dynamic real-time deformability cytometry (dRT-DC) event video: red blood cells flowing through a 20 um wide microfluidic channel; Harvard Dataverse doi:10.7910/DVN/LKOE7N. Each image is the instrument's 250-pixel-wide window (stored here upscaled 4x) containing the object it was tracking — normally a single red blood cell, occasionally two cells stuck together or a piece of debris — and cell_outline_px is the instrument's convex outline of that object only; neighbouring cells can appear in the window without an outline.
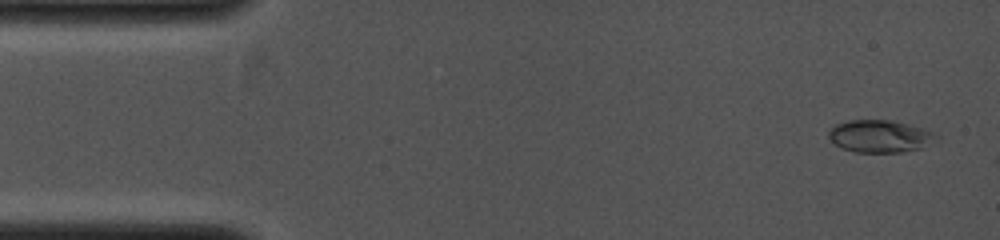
{"species": "common noctule bat (a hibernating species)", "species_latin": "Nyctalus noctula", "temperature_condition": "cold", "stored_images_in_passage": 6, "camera_frame_rate_fps": 4000, "um_per_image_px": 0.085, "animal": {"sex": "female", "body_mass_g": 19.0, "forearm_length_mm": 53.3}, "frame": {"image": 1, "passage_image": 2, "time_ms": 0.25, "image_size_px": [1000, 240], "cell_outline_px": [[940, 140], [920, 148], [900, 152], [856, 152], [844, 148], [836, 144], [828, 136], [828, 132], [836, 124], [848, 120], [892, 120], [924, 128], [936, 132], [940, 136]], "centroid_in_image_um": [74.88, 11.57], "position_along_channel_um": 10.1, "area_um2": 20.4}}